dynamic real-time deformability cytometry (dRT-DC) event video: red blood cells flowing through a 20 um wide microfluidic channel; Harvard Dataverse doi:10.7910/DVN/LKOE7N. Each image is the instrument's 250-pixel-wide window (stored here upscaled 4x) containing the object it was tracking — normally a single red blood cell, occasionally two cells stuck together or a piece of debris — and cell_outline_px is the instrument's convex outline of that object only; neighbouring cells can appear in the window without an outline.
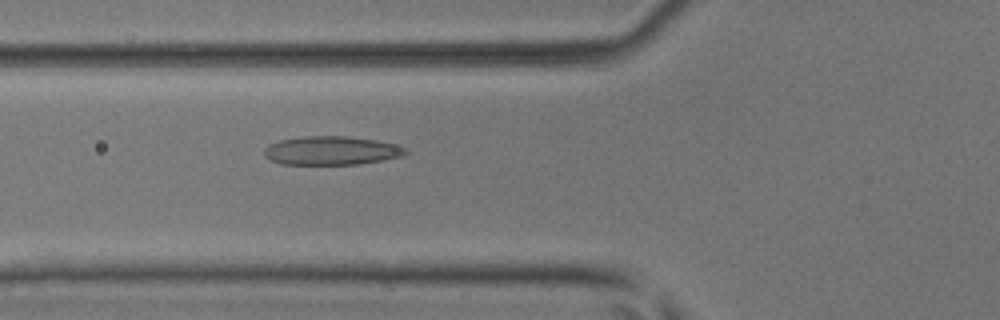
{"species": "common noctule bat (a hibernating species)", "species_latin": "Nyctalus noctula", "temperature_condition": "room temperature", "stored_images_in_passage": 40, "camera_frame_rate_fps": 3000, "um_per_image_px": 0.085, "animal": {"sex": "male", "body_mass_g": 17.9, "forearm_length_mm": 54.2}, "frame": {"image": 1, "passage_image": 9, "time_ms": 2.667, "image_size_px": [1000, 320], "cell_outline_px": [[408, 152], [404, 156], [384, 160], [360, 164], [280, 164], [268, 160], [264, 156], [264, 148], [268, 144], [280, 140], [304, 136], [344, 136], [376, 140], [392, 144], [404, 148]], "centroid_in_image_um": [28.12, 12.81], "position_along_channel_um": 97.7, "area_um2": 23.7}}
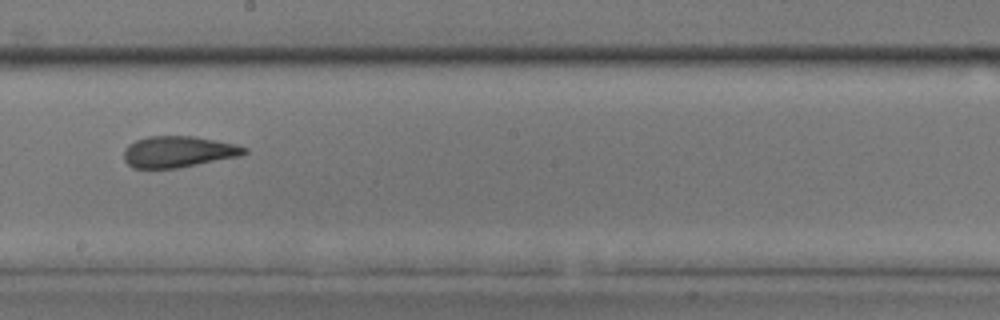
{"frame": {"image": 2, "passage_image": 19, "time_ms": 6.0, "image_size_px": [1000, 320], "cell_outline_px": [[248, 152], [240, 156], [180, 168], [132, 168], [124, 160], [124, 148], [128, 144], [136, 140], [148, 136], [196, 136], [236, 144], [248, 148]], "centroid_in_image_um": [15.16, 12.9], "position_along_channel_um": 233.0, "area_um2": 22.2}}
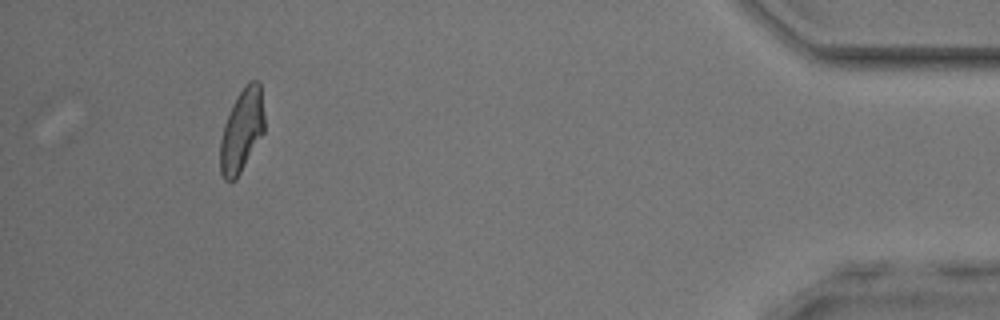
{"frame": {"image": 3, "passage_image": 37, "time_ms": 12.0, "image_size_px": [1000, 320], "cell_outline_px": [[264, 132], [236, 180], [224, 180], [220, 172], [220, 140], [224, 124], [232, 104], [248, 80], [260, 80], [264, 112]], "centroid_in_image_um": [20.56, 11.07], "position_along_channel_um": 414.6, "area_um2": 21.5}, "authors_computed_cell_mechanics": {"area_um2": 22.2241, "velocity_mm_per_s": 4.0798, "shape_relaxation_time_tau1_ms": 7.7298, "shape_relaxation_time_tau2_ms": 1.8296, "deformation_change_tau1": 0.1925, "deformation_change_tau2": 0.0984}}